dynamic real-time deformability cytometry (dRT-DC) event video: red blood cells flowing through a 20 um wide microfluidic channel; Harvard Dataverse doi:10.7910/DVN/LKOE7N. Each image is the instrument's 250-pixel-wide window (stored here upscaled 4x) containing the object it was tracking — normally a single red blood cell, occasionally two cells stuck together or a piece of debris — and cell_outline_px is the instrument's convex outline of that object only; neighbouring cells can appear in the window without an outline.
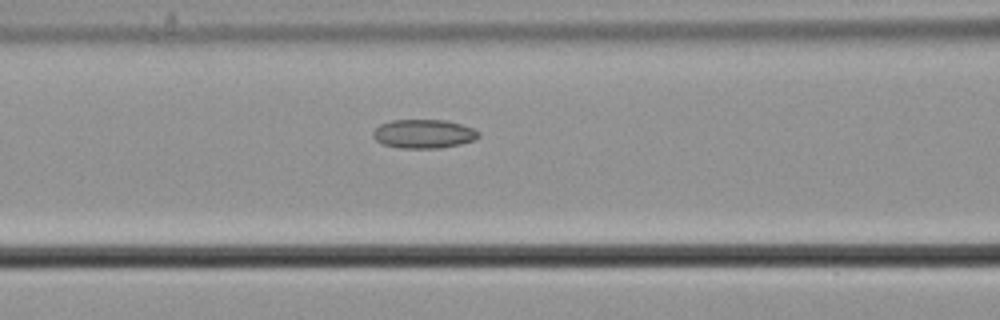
{"species": "common noctule bat (a hibernating species)", "species_latin": "Nyctalus noctula", "temperature_condition": "cold", "stored_images_in_passage": 17, "camera_frame_rate_fps": 3000, "um_per_image_px": 0.085, "animal": {"sex": "male", "body_mass_g": 21.5, "forearm_length_mm": 52.0}, "frame": {"image": 1, "passage_image": 12, "time_ms": 3.667, "image_size_px": [1000, 320], "cell_outline_px": [[480, 136], [476, 140], [460, 144], [440, 148], [400, 148], [384, 144], [376, 140], [372, 136], [372, 132], [380, 124], [392, 120], [444, 120], [460, 124], [472, 128], [480, 132]], "centroid_in_image_um": [36.02, 11.38], "position_along_channel_um": 130.6, "area_um2": 17.74}}
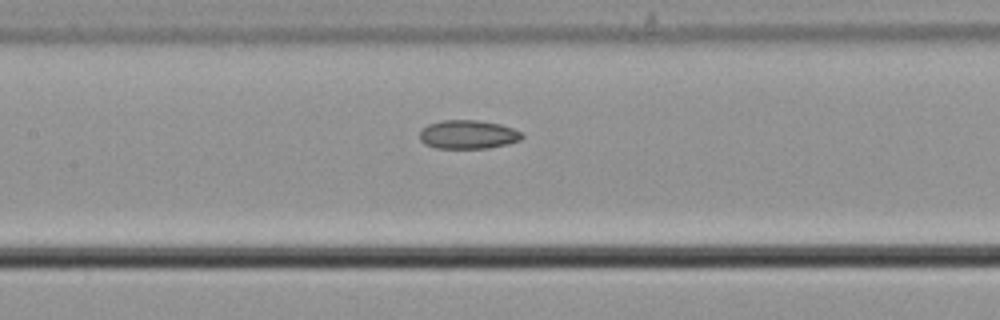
{"frame": {"image": 2, "passage_image": 15, "time_ms": 4.667, "image_size_px": [1000, 320], "cell_outline_px": [[524, 136], [520, 140], [508, 144], [488, 148], [436, 148], [424, 144], [420, 140], [420, 132], [428, 124], [440, 120], [480, 120], [500, 124], [512, 128], [520, 132]], "centroid_in_image_um": [39.78, 11.43], "position_along_channel_um": 167.6, "area_um2": 17.17}}